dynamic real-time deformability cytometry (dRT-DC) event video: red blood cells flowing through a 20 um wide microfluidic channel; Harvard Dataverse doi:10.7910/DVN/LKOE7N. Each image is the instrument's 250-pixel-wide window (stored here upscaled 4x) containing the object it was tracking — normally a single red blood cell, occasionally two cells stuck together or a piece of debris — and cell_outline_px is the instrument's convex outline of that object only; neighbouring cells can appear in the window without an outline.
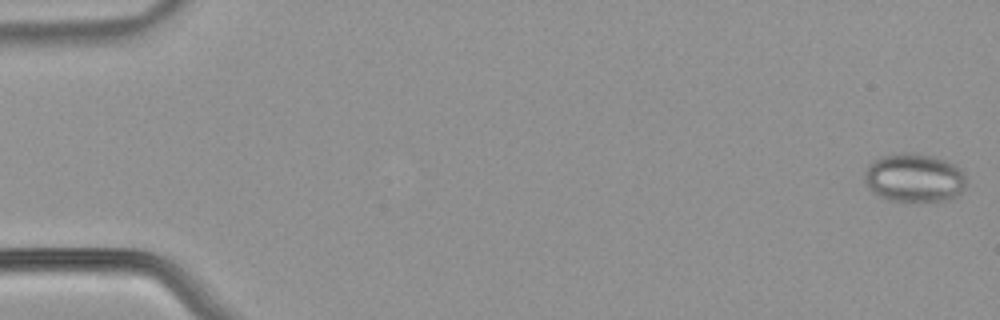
{"species": "common noctule bat (a hibernating species)", "species_latin": "Nyctalus noctula", "temperature_condition": "warm", "stored_images_in_passage": 53, "camera_frame_rate_fps": 3000, "um_per_image_px": 0.085, "animal": {"sex": "male", "body_mass_g": 21.5, "forearm_length_mm": 52.0}, "frame": {"image": 1, "passage_image": 1, "time_ms": 0.0, "image_size_px": [1000, 320], "cell_outline_px": [[964, 188], [956, 196], [948, 200], [888, 200], [872, 192], [868, 188], [864, 180], [864, 172], [868, 164], [872, 160], [880, 156], [900, 152], [916, 152], [932, 156], [956, 164], [960, 168], [964, 176]], "centroid_in_image_um": [77.66, 15.08], "position_along_channel_um": 7.3, "area_um2": 28.9}}
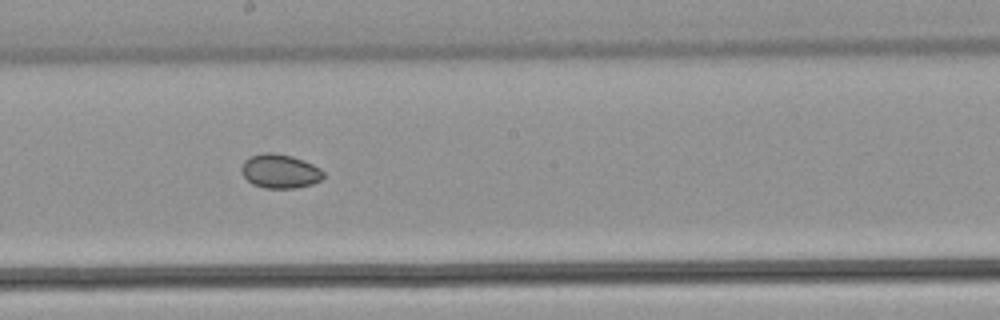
{"frame": {"image": 2, "passage_image": 30, "time_ms": 9.667, "image_size_px": [1000, 320], "cell_outline_px": [[324, 176], [320, 180], [312, 184], [296, 188], [264, 188], [252, 184], [240, 172], [240, 168], [244, 160], [252, 156], [264, 152], [272, 152], [292, 156], [304, 160], [320, 168], [324, 172]], "centroid_in_image_um": [23.79, 14.55], "position_along_channel_um": 224.4, "area_um2": 16.36}}
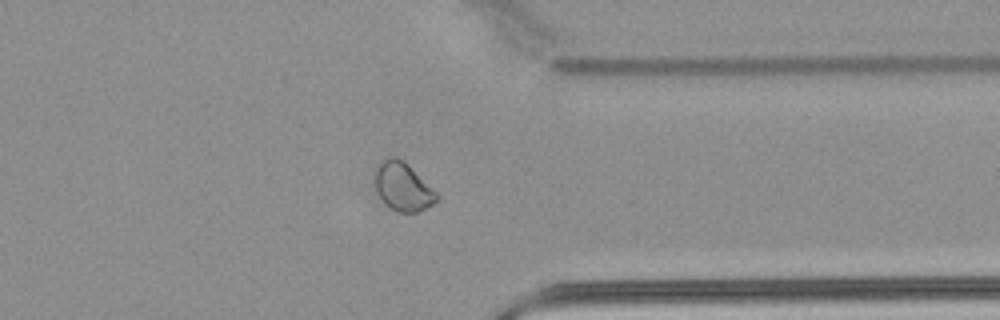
{"frame": {"image": 3, "passage_image": 42, "time_ms": 13.667, "image_size_px": [1000, 320], "cell_outline_px": [[440, 196], [432, 204], [416, 212], [396, 212], [384, 204], [376, 192], [372, 176], [372, 172], [376, 164], [388, 156], [396, 156], [404, 160]], "centroid_in_image_um": [34.15, 15.83], "position_along_channel_um": 377.3, "area_um2": 17.86}, "authors_computed_cell_mechanics": {"area_um2": 19.5364, "velocity_mm_per_s": 3.9205, "shape_relaxation_time_tau1_ms": null, "shape_relaxation_time_tau2_ms": 6.7225, "deformation_change_tau1": null, "deformation_change_tau2": 0.0567}}